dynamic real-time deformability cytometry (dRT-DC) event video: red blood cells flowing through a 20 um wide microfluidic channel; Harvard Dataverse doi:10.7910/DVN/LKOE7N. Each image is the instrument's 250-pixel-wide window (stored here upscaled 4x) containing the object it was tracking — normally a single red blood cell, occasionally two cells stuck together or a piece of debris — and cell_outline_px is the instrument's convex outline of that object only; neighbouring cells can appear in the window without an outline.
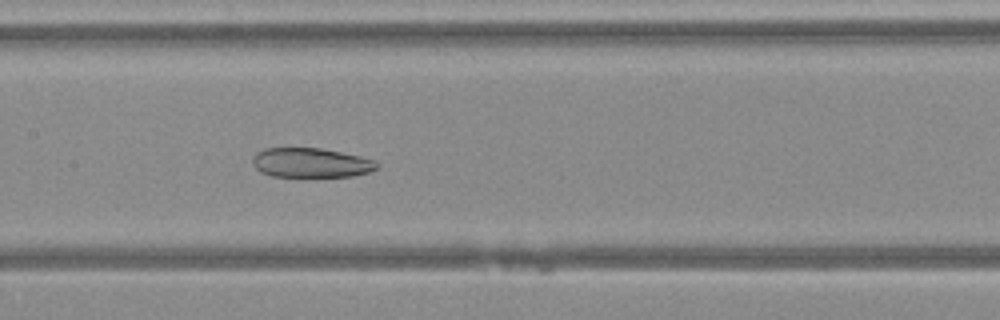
{"species": "Egyptian fruit bat (a non-hibernating species)", "species_latin": "Rousettus aegyptiacus", "temperature_condition": "warm", "stored_images_in_passage": 49, "camera_frame_rate_fps": 3000, "um_per_image_px": 0.085, "animal": {"sex": "female"}, "frame": {"image": 1, "passage_image": 25, "time_ms": 8.0, "image_size_px": [1000, 320], "cell_outline_px": [[380, 164], [376, 168], [368, 172], [352, 176], [272, 176], [260, 172], [252, 164], [252, 156], [256, 152], [264, 148], [320, 148], [360, 156], [372, 160]], "centroid_in_image_um": [26.37, 13.83], "position_along_channel_um": 181.0, "area_um2": 21.27}}
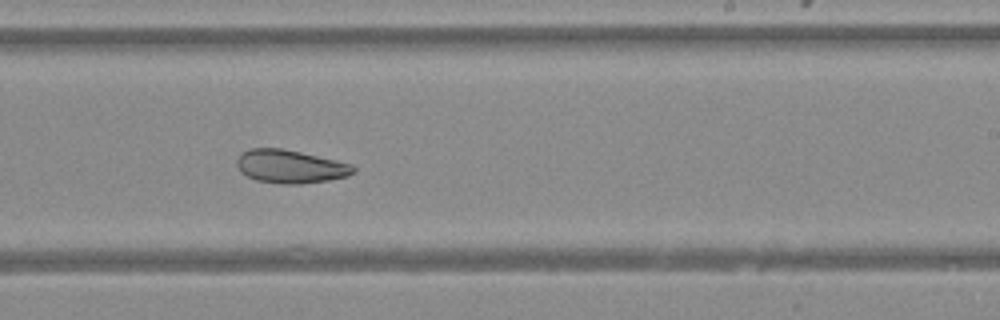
{"frame": {"image": 2, "passage_image": 31, "time_ms": 10.0, "image_size_px": [1000, 320], "cell_outline_px": [[356, 172], [348, 176], [328, 180], [300, 184], [280, 184], [256, 180], [240, 172], [236, 164], [236, 160], [244, 152], [252, 148], [280, 148], [300, 152], [336, 160], [352, 164], [356, 168]], "centroid_in_image_um": [24.7, 14.16], "position_along_channel_um": 264.3, "area_um2": 22.54}}
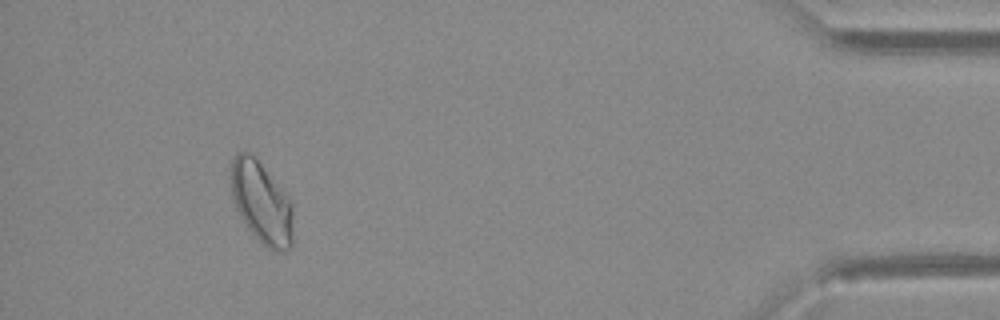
{"frame": {"image": 3, "passage_image": 46, "time_ms": 15.0, "image_size_px": [1000, 320], "cell_outline_px": [[292, 248], [284, 252], [276, 252], [268, 248], [248, 228], [240, 216], [236, 208], [232, 196], [232, 160], [236, 152], [252, 152], [292, 204]], "centroid_in_image_um": [22.23, 17.24], "position_along_channel_um": 413.0, "area_um2": 29.13}}